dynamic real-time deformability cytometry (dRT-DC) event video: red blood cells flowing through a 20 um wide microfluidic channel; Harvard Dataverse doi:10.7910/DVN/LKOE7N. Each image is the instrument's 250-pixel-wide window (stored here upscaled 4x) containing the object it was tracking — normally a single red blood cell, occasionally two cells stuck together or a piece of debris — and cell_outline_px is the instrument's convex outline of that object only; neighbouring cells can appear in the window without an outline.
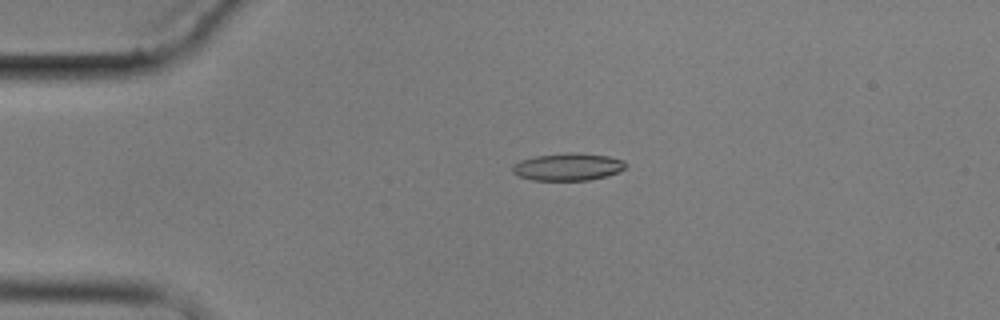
{"species": "common noctule bat (a hibernating species)", "species_latin": "Nyctalus noctula", "temperature_condition": "cold", "stored_images_in_passage": 3, "camera_frame_rate_fps": 3000, "um_per_image_px": 0.085, "animal": {"sex": "male", "body_mass_g": 17.9}, "frame": {"image": 1, "passage_image": 2, "time_ms": 1.0, "image_size_px": [1000, 320], "cell_outline_px": [[628, 168], [604, 176], [588, 180], [532, 180], [520, 176], [512, 172], [512, 164], [520, 160], [536, 156], [568, 152], [608, 156], [624, 160], [628, 164]], "centroid_in_image_um": [48.27, 14.17], "position_along_channel_um": 36.7, "area_um2": 18.03}}